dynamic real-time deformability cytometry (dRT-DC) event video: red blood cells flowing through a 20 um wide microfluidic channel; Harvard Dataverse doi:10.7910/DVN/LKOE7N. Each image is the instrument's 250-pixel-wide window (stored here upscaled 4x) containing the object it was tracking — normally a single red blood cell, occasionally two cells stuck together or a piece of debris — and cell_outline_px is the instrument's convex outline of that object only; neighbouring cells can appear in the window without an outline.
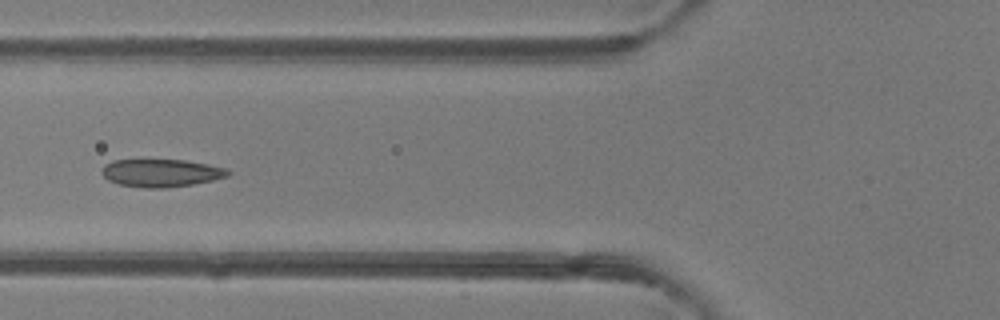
{"species": "common noctule bat (a hibernating species)", "species_latin": "Nyctalus noctula", "temperature_condition": "room temperature", "stored_images_in_passage": 4, "camera_frame_rate_fps": 3000, "um_per_image_px": 0.085, "animal": {"sex": "female"}, "frame": {"image": 1, "passage_image": 4, "time_ms": 4.0, "image_size_px": [1000, 320], "cell_outline_px": [[232, 172], [228, 176], [212, 180], [192, 184], [164, 188], [144, 188], [120, 184], [108, 180], [100, 172], [104, 164], [112, 160], [184, 160], [208, 164], [228, 168]], "centroid_in_image_um": [13.7, 14.69], "position_along_channel_um": 112.1, "area_um2": 20.46}}